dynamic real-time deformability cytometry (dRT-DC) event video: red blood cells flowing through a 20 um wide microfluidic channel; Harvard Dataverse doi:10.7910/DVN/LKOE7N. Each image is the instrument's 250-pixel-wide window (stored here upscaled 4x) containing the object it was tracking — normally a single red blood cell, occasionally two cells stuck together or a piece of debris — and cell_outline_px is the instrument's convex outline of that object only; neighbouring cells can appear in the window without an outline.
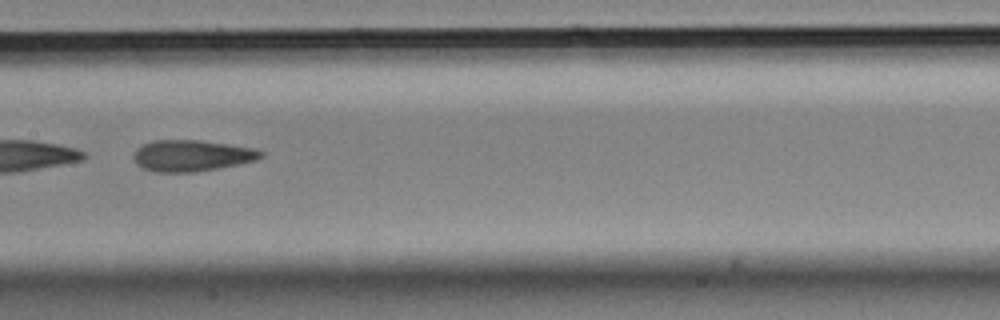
{"species": "Egyptian fruit bat (a non-hibernating species)", "species_latin": "Rousettus aegyptiacus", "temperature_condition": "cold", "stored_images_in_passage": 30, "camera_frame_rate_fps": 3000, "um_per_image_px": 0.085, "animal": {"sex": "male"}, "frame": {"image": 1, "passage_image": 27, "time_ms": 8.667, "image_size_px": [1000, 320], "cell_outline_px": [[264, 156], [256, 160], [196, 172], [156, 172], [144, 168], [136, 164], [132, 156], [136, 148], [152, 140], [200, 140], [256, 148], [264, 152]], "centroid_in_image_um": [16.28, 13.22], "position_along_channel_um": 191.1, "area_um2": 23.24}}